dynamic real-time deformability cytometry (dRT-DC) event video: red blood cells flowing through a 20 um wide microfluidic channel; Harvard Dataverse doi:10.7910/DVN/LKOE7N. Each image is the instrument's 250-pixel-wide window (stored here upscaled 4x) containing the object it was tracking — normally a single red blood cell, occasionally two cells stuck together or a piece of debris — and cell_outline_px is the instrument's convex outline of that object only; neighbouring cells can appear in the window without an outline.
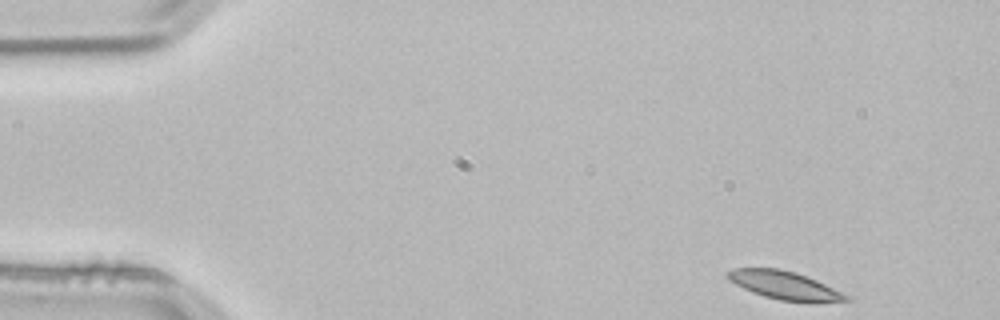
{"species": "common noctule bat (a hibernating species)", "species_latin": "Nyctalus noctula", "temperature_condition": "room temperature", "stored_images_in_passage": 49, "camera_frame_rate_fps": 3000, "um_per_image_px": 0.085, "animal": {"sex": "male", "body_mass_g": 21.5, "forearm_length_mm": 52.0}, "frame": {"image": 1, "passage_image": 1, "time_ms": 0.0, "image_size_px": [1000, 320], "cell_outline_px": [[852, 300], [812, 304], [808, 304], [780, 300], [764, 296], [752, 292], [728, 280], [724, 276], [724, 272], [732, 268], [780, 268], [796, 272], [816, 280], [852, 296]], "centroid_in_image_um": [66.73, 24.28], "position_along_channel_um": 18.3, "area_um2": 20.17}}
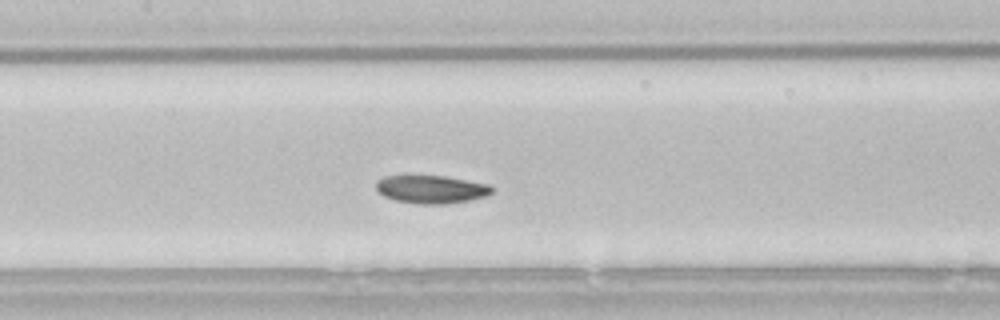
{"frame": {"image": 2, "passage_image": 21, "time_ms": 6.667, "image_size_px": [1000, 320], "cell_outline_px": [[496, 188], [492, 192], [484, 196], [468, 200], [444, 204], [416, 204], [396, 200], [384, 196], [376, 188], [376, 180], [384, 176], [404, 172], [412, 172], [444, 176], [488, 184]], "centroid_in_image_um": [36.57, 16.03], "position_along_channel_um": 170.8, "area_um2": 19.77}}
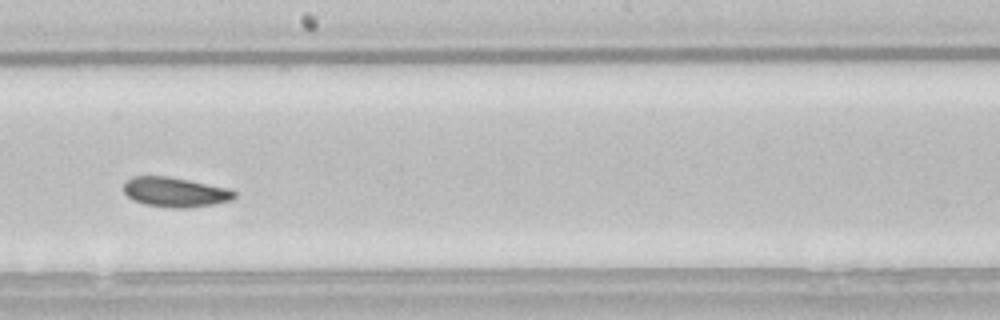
{"frame": {"image": 3, "passage_image": 26, "time_ms": 8.333, "image_size_px": [1000, 320], "cell_outline_px": [[236, 196], [232, 200], [216, 204], [188, 208], [172, 208], [144, 204], [132, 200], [124, 192], [124, 180], [132, 176], [168, 176], [228, 188], [236, 192]], "centroid_in_image_um": [14.87, 16.33], "position_along_channel_um": 233.3, "area_um2": 19.36}, "authors_computed_cell_mechanics": {"area_um2": 19.5364, "velocity_mm_per_s": 3.772, "shape_relaxation_time_tau1_ms": 1.3708, "shape_relaxation_time_tau2_ms": 9.5822, "deformation_change_tau1": 0.0814, "deformation_change_tau2": 0.1683}}